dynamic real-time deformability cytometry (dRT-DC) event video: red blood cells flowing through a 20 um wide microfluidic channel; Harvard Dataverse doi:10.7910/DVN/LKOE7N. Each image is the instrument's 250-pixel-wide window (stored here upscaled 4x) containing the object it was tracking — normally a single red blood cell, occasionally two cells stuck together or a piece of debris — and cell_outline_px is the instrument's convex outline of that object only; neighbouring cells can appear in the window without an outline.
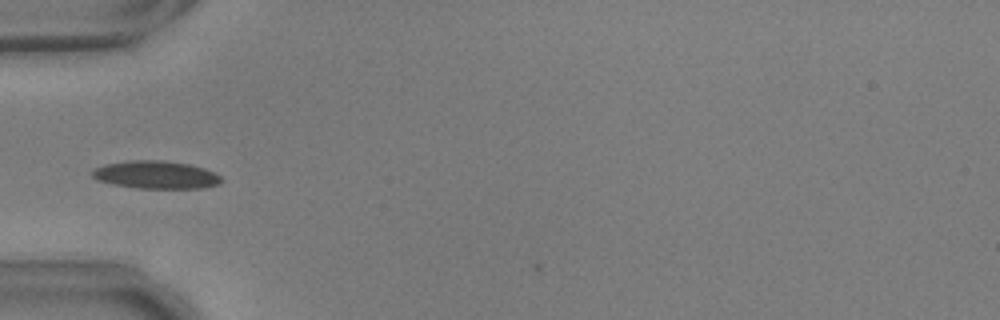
{"species": "common noctule bat (a hibernating species)", "species_latin": "Nyctalus noctula", "temperature_condition": "warm", "stored_images_in_passage": 3, "camera_frame_rate_fps": 3000, "um_per_image_px": 0.085, "animal": {"sex": "male", "body_mass_g": 17.9, "forearm_length_mm": 54.2}, "frame": {"image": 1, "passage_image": 1, "time_ms": 0.0, "image_size_px": [1000, 320], "cell_outline_px": [[224, 180], [220, 184], [204, 188], [136, 188], [112, 184], [100, 180], [92, 176], [92, 172], [96, 168], [104, 164], [132, 160], [164, 160], [188, 164], [204, 168], [216, 172]], "centroid_in_image_um": [13.31, 14.86], "position_along_channel_um": 71.7, "area_um2": 20.98}}